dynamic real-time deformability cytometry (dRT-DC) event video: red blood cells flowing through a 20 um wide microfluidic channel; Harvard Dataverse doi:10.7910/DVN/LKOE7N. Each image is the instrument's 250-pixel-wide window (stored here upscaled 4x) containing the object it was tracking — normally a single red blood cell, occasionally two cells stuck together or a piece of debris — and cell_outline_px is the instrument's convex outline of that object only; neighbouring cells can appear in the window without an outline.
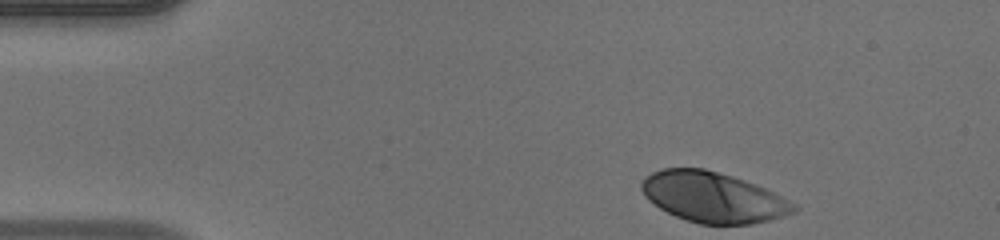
{"species": "human", "species_latin": "Homo sapiens", "temperature_condition": "warm", "stored_images_in_passage": 36, "camera_frame_rate_fps": 3000, "um_per_image_px": 0.085, "donor": {"sex": "male"}, "frame": {"image": 1, "passage_image": 1, "time_ms": 0.0, "image_size_px": [1000, 240], "cell_outline_px": [[800, 208], [796, 212], [784, 216], [752, 224], [700, 224], [676, 216], [660, 208], [648, 200], [644, 196], [640, 188], [640, 184], [644, 176], [652, 172], [664, 168], [704, 168], [732, 176], [744, 180], [764, 188], [796, 204]], "centroid_in_image_um": [60.59, 16.76], "position_along_channel_um": 24.4, "area_um2": 44.62}}
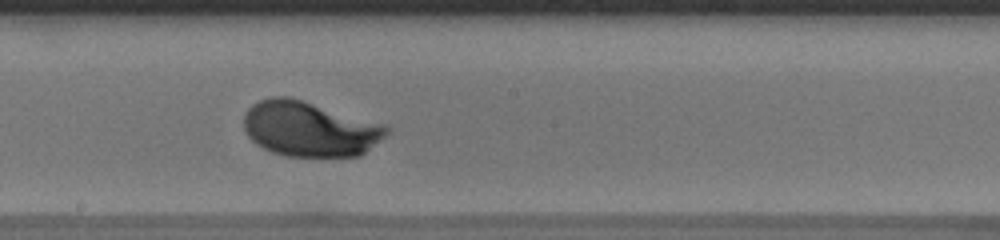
{"frame": {"image": 2, "passage_image": 21, "time_ms": 6.667, "image_size_px": [1000, 240], "cell_outline_px": [[388, 132], [384, 136], [360, 156], [284, 156], [272, 152], [256, 144], [248, 136], [244, 128], [244, 116], [248, 108], [252, 104], [260, 100], [272, 96], [288, 96], [384, 124], [388, 128]], "centroid_in_image_um": [26.28, 10.96], "position_along_channel_um": 221.9, "area_um2": 45.49}}
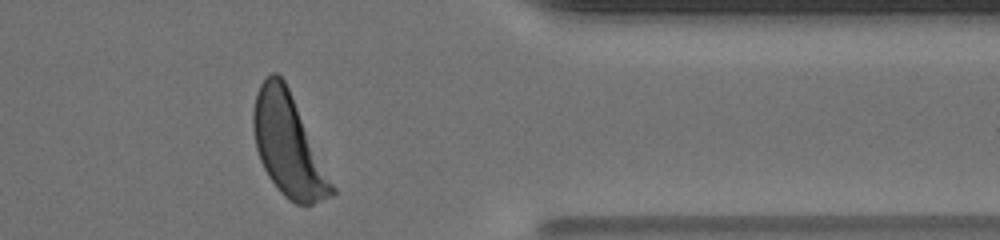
{"frame": {"image": 3, "passage_image": 34, "time_ms": 11.0, "image_size_px": [1000, 240], "cell_outline_px": [[336, 192], [332, 196], [312, 204], [296, 204], [284, 196], [280, 192], [268, 176], [260, 160], [256, 148], [252, 124], [252, 112], [256, 96], [260, 84], [272, 72], [276, 72], [284, 80], [288, 88], [336, 188]], "centroid_in_image_um": [24.5, 12.37], "position_along_channel_um": 386.9, "area_um2": 45.95}, "authors_computed_cell_mechanics": {"area_um2": 44.6505, "velocity_mm_per_s": 4.1444, "shape_relaxation_time_tau1_ms": 1.9652, "shape_relaxation_time_tau2_ms": null, "deformation_change_tau1": 0.147, "deformation_change_tau2": null}}